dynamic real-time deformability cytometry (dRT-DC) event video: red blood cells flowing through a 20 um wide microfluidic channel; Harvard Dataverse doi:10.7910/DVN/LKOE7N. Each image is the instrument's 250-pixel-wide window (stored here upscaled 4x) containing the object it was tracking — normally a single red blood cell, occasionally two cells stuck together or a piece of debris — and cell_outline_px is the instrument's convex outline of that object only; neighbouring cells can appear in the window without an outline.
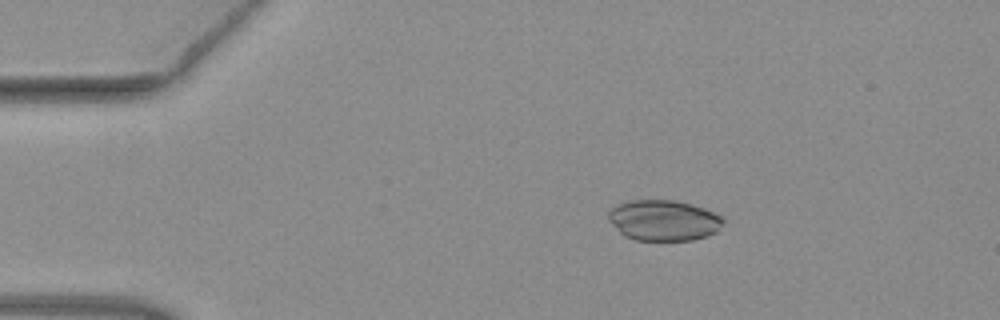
{"species": "common noctule bat (a hibernating species)", "species_latin": "Nyctalus noctula", "temperature_condition": "warm", "stored_images_in_passage": 50, "camera_frame_rate_fps": 3000, "um_per_image_px": 0.085, "animal": {"sex": "female", "body_mass_g": 19.3, "forearm_length_mm": 54.1}, "frame": {"image": 1, "passage_image": 8, "time_ms": 2.333, "image_size_px": [1000, 320], "cell_outline_px": [[724, 220], [716, 232], [692, 240], [636, 240], [624, 236], [608, 220], [608, 212], [616, 204], [628, 200], [676, 200], [692, 204], [704, 208], [720, 216]], "centroid_in_image_um": [56.37, 18.71], "position_along_channel_um": 28.6, "area_um2": 27.17}}
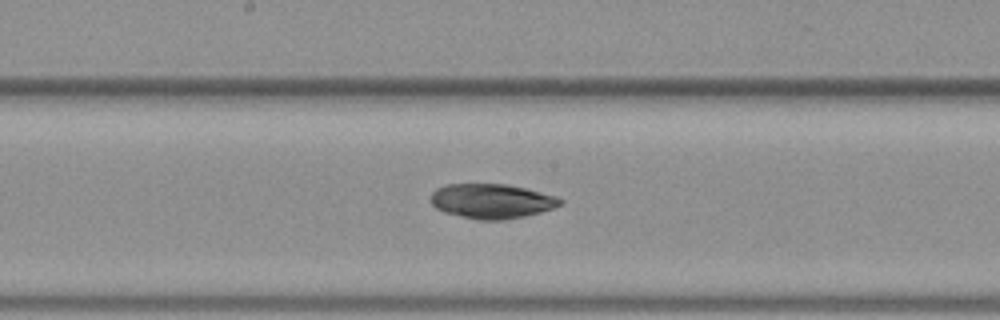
{"frame": {"image": 2, "passage_image": 26, "time_ms": 8.333, "image_size_px": [1000, 320], "cell_outline_px": [[564, 200], [560, 204], [552, 208], [540, 212], [524, 216], [504, 220], [476, 220], [444, 212], [436, 208], [432, 204], [432, 192], [436, 188], [444, 184], [508, 184], [556, 196]], "centroid_in_image_um": [41.77, 17.09], "position_along_channel_um": 206.4, "area_um2": 26.07}}
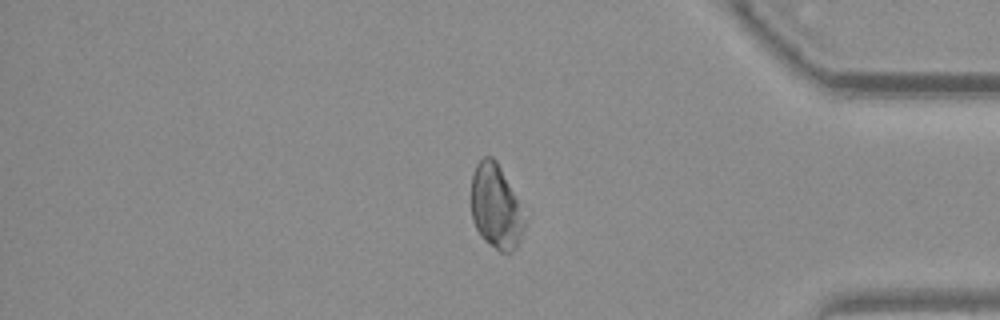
{"frame": {"image": 3, "passage_image": 42, "time_ms": 13.667, "image_size_px": [1000, 320], "cell_outline_px": [[528, 220], [516, 248], [512, 252], [500, 252], [484, 240], [480, 236], [472, 220], [472, 172], [476, 164], [484, 156], [492, 156], [496, 160]], "centroid_in_image_um": [42.16, 17.6], "position_along_channel_um": 393.0, "area_um2": 26.24}}